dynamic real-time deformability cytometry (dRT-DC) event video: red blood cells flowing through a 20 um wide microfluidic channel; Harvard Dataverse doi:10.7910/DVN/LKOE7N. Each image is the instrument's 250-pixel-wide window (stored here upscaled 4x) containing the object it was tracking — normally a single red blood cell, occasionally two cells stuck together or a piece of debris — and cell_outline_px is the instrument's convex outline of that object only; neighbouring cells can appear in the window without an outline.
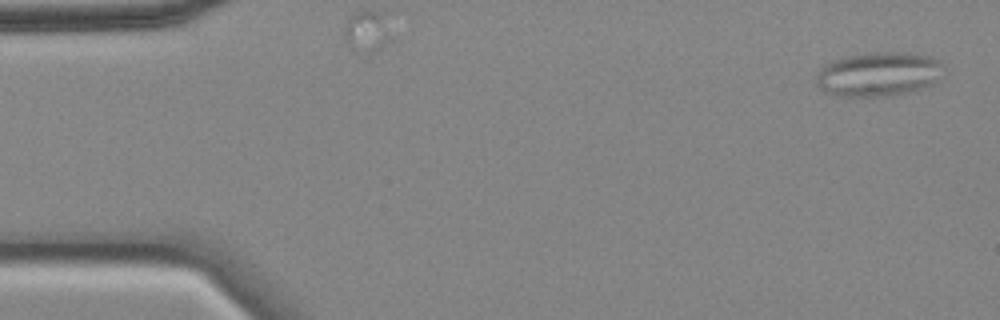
{"species": "common noctule bat (a hibernating species)", "species_latin": "Nyctalus noctula", "temperature_condition": "cold", "stored_images_in_passage": 26, "camera_frame_rate_fps": 3000, "um_per_image_px": 0.085, "animal": {"sex": "female", "body_mass_g": 18.4}, "frame": {"image": 1, "passage_image": 2, "time_ms": 0.333, "image_size_px": [1000, 320], "cell_outline_px": [[944, 64], [932, 84], [920, 88], [888, 96], [840, 96], [828, 92], [820, 88], [816, 84], [816, 72], [824, 64], [832, 60], [848, 56], [872, 52], [912, 52], [932, 56], [940, 60]], "centroid_in_image_um": [74.64, 6.27], "position_along_channel_um": 10.4, "area_um2": 32.71}}